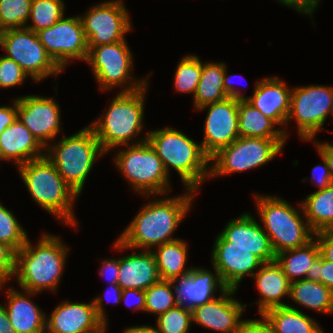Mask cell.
Masks as SVG:
<instances>
[{
	"label": "cell",
	"instance_id": "cell-1",
	"mask_svg": "<svg viewBox=\"0 0 333 333\" xmlns=\"http://www.w3.org/2000/svg\"><path fill=\"white\" fill-rule=\"evenodd\" d=\"M194 190L187 189L180 196L155 199L145 204L114 243L117 250H151L154 246L180 238L172 235L191 208ZM156 200V201H155Z\"/></svg>",
	"mask_w": 333,
	"mask_h": 333
},
{
	"label": "cell",
	"instance_id": "cell-2",
	"mask_svg": "<svg viewBox=\"0 0 333 333\" xmlns=\"http://www.w3.org/2000/svg\"><path fill=\"white\" fill-rule=\"evenodd\" d=\"M37 246L29 240L15 253L16 281L21 289L41 293L44 290L57 291L67 262L69 248L60 237L44 233Z\"/></svg>",
	"mask_w": 333,
	"mask_h": 333
},
{
	"label": "cell",
	"instance_id": "cell-3",
	"mask_svg": "<svg viewBox=\"0 0 333 333\" xmlns=\"http://www.w3.org/2000/svg\"><path fill=\"white\" fill-rule=\"evenodd\" d=\"M148 143L162 160L165 171L172 167L180 175L185 188L197 192L203 181L210 176V158L201 143L172 127L153 130L146 134Z\"/></svg>",
	"mask_w": 333,
	"mask_h": 333
},
{
	"label": "cell",
	"instance_id": "cell-4",
	"mask_svg": "<svg viewBox=\"0 0 333 333\" xmlns=\"http://www.w3.org/2000/svg\"><path fill=\"white\" fill-rule=\"evenodd\" d=\"M23 182L32 199L61 223L77 228L73 211L75 199L79 196L58 173L56 167L44 156L18 166Z\"/></svg>",
	"mask_w": 333,
	"mask_h": 333
},
{
	"label": "cell",
	"instance_id": "cell-5",
	"mask_svg": "<svg viewBox=\"0 0 333 333\" xmlns=\"http://www.w3.org/2000/svg\"><path fill=\"white\" fill-rule=\"evenodd\" d=\"M147 87L148 84L132 92H119L106 112L89 125L105 153L121 145H130L129 142L143 130Z\"/></svg>",
	"mask_w": 333,
	"mask_h": 333
},
{
	"label": "cell",
	"instance_id": "cell-6",
	"mask_svg": "<svg viewBox=\"0 0 333 333\" xmlns=\"http://www.w3.org/2000/svg\"><path fill=\"white\" fill-rule=\"evenodd\" d=\"M63 136L55 145L48 143L44 153L64 181L80 195L97 157L105 152L90 126L71 136Z\"/></svg>",
	"mask_w": 333,
	"mask_h": 333
},
{
	"label": "cell",
	"instance_id": "cell-7",
	"mask_svg": "<svg viewBox=\"0 0 333 333\" xmlns=\"http://www.w3.org/2000/svg\"><path fill=\"white\" fill-rule=\"evenodd\" d=\"M257 210L262 227L269 236L275 254L302 247L314 238L306 219L297 208L277 196L256 195Z\"/></svg>",
	"mask_w": 333,
	"mask_h": 333
},
{
	"label": "cell",
	"instance_id": "cell-8",
	"mask_svg": "<svg viewBox=\"0 0 333 333\" xmlns=\"http://www.w3.org/2000/svg\"><path fill=\"white\" fill-rule=\"evenodd\" d=\"M136 140L115 155L117 168L138 194L146 197L167 194L170 175L165 171L162 160L148 143L147 136Z\"/></svg>",
	"mask_w": 333,
	"mask_h": 333
},
{
	"label": "cell",
	"instance_id": "cell-9",
	"mask_svg": "<svg viewBox=\"0 0 333 333\" xmlns=\"http://www.w3.org/2000/svg\"><path fill=\"white\" fill-rule=\"evenodd\" d=\"M132 57V52L124 40L91 47L85 62L92 68L101 91L124 85V87L122 86L124 89L119 90V92H132L148 84L147 78L138 80L131 76Z\"/></svg>",
	"mask_w": 333,
	"mask_h": 333
},
{
	"label": "cell",
	"instance_id": "cell-10",
	"mask_svg": "<svg viewBox=\"0 0 333 333\" xmlns=\"http://www.w3.org/2000/svg\"><path fill=\"white\" fill-rule=\"evenodd\" d=\"M285 143L286 139L239 137L210 158L209 178L262 166L275 158Z\"/></svg>",
	"mask_w": 333,
	"mask_h": 333
},
{
	"label": "cell",
	"instance_id": "cell-11",
	"mask_svg": "<svg viewBox=\"0 0 333 333\" xmlns=\"http://www.w3.org/2000/svg\"><path fill=\"white\" fill-rule=\"evenodd\" d=\"M0 46L6 57L21 66L28 78L39 82L48 76H57L62 69L47 54L36 32L21 28L2 31Z\"/></svg>",
	"mask_w": 333,
	"mask_h": 333
},
{
	"label": "cell",
	"instance_id": "cell-12",
	"mask_svg": "<svg viewBox=\"0 0 333 333\" xmlns=\"http://www.w3.org/2000/svg\"><path fill=\"white\" fill-rule=\"evenodd\" d=\"M333 87L322 85L299 86L292 88L290 112L286 124L295 119L301 139L312 141L331 114Z\"/></svg>",
	"mask_w": 333,
	"mask_h": 333
},
{
	"label": "cell",
	"instance_id": "cell-13",
	"mask_svg": "<svg viewBox=\"0 0 333 333\" xmlns=\"http://www.w3.org/2000/svg\"><path fill=\"white\" fill-rule=\"evenodd\" d=\"M47 54L64 71L72 59L86 61L88 41L78 16H64L49 28L36 32Z\"/></svg>",
	"mask_w": 333,
	"mask_h": 333
},
{
	"label": "cell",
	"instance_id": "cell-14",
	"mask_svg": "<svg viewBox=\"0 0 333 333\" xmlns=\"http://www.w3.org/2000/svg\"><path fill=\"white\" fill-rule=\"evenodd\" d=\"M80 16L88 48L124 41L132 29L130 16L122 0L106 1Z\"/></svg>",
	"mask_w": 333,
	"mask_h": 333
},
{
	"label": "cell",
	"instance_id": "cell-15",
	"mask_svg": "<svg viewBox=\"0 0 333 333\" xmlns=\"http://www.w3.org/2000/svg\"><path fill=\"white\" fill-rule=\"evenodd\" d=\"M208 108V109H207ZM208 110L201 147L211 158L220 149L239 138L238 100L227 98L205 105L197 111Z\"/></svg>",
	"mask_w": 333,
	"mask_h": 333
},
{
	"label": "cell",
	"instance_id": "cell-16",
	"mask_svg": "<svg viewBox=\"0 0 333 333\" xmlns=\"http://www.w3.org/2000/svg\"><path fill=\"white\" fill-rule=\"evenodd\" d=\"M17 120L24 124L35 139L44 147L56 138L60 126L59 104L52 97L40 95H25L17 97Z\"/></svg>",
	"mask_w": 333,
	"mask_h": 333
},
{
	"label": "cell",
	"instance_id": "cell-17",
	"mask_svg": "<svg viewBox=\"0 0 333 333\" xmlns=\"http://www.w3.org/2000/svg\"><path fill=\"white\" fill-rule=\"evenodd\" d=\"M211 260L227 288L237 289L245 275H254L264 262L249 250L241 247H229V242L217 235Z\"/></svg>",
	"mask_w": 333,
	"mask_h": 333
},
{
	"label": "cell",
	"instance_id": "cell-18",
	"mask_svg": "<svg viewBox=\"0 0 333 333\" xmlns=\"http://www.w3.org/2000/svg\"><path fill=\"white\" fill-rule=\"evenodd\" d=\"M238 289L227 288L218 298L194 307L192 322L222 333H237L247 304L233 298Z\"/></svg>",
	"mask_w": 333,
	"mask_h": 333
},
{
	"label": "cell",
	"instance_id": "cell-19",
	"mask_svg": "<svg viewBox=\"0 0 333 333\" xmlns=\"http://www.w3.org/2000/svg\"><path fill=\"white\" fill-rule=\"evenodd\" d=\"M105 328L93 301L88 304L63 301L46 318L47 333H101Z\"/></svg>",
	"mask_w": 333,
	"mask_h": 333
},
{
	"label": "cell",
	"instance_id": "cell-20",
	"mask_svg": "<svg viewBox=\"0 0 333 333\" xmlns=\"http://www.w3.org/2000/svg\"><path fill=\"white\" fill-rule=\"evenodd\" d=\"M211 271L194 267L189 273L172 279L176 303L178 306L193 309L215 298L216 289L223 292L227 287L222 282L218 270ZM178 281V284H176ZM176 285H175V284Z\"/></svg>",
	"mask_w": 333,
	"mask_h": 333
},
{
	"label": "cell",
	"instance_id": "cell-21",
	"mask_svg": "<svg viewBox=\"0 0 333 333\" xmlns=\"http://www.w3.org/2000/svg\"><path fill=\"white\" fill-rule=\"evenodd\" d=\"M253 217L246 212L237 219H231L220 234L229 242V247L245 248L264 263L275 261L276 254L269 236Z\"/></svg>",
	"mask_w": 333,
	"mask_h": 333
},
{
	"label": "cell",
	"instance_id": "cell-22",
	"mask_svg": "<svg viewBox=\"0 0 333 333\" xmlns=\"http://www.w3.org/2000/svg\"><path fill=\"white\" fill-rule=\"evenodd\" d=\"M291 93L292 89L274 76L258 80L246 101L282 128L290 112Z\"/></svg>",
	"mask_w": 333,
	"mask_h": 333
},
{
	"label": "cell",
	"instance_id": "cell-23",
	"mask_svg": "<svg viewBox=\"0 0 333 333\" xmlns=\"http://www.w3.org/2000/svg\"><path fill=\"white\" fill-rule=\"evenodd\" d=\"M45 148L18 120L0 134V160L14 161L18 167L45 156Z\"/></svg>",
	"mask_w": 333,
	"mask_h": 333
},
{
	"label": "cell",
	"instance_id": "cell-24",
	"mask_svg": "<svg viewBox=\"0 0 333 333\" xmlns=\"http://www.w3.org/2000/svg\"><path fill=\"white\" fill-rule=\"evenodd\" d=\"M119 258L117 284L124 289L146 290L161 280L152 250Z\"/></svg>",
	"mask_w": 333,
	"mask_h": 333
},
{
	"label": "cell",
	"instance_id": "cell-25",
	"mask_svg": "<svg viewBox=\"0 0 333 333\" xmlns=\"http://www.w3.org/2000/svg\"><path fill=\"white\" fill-rule=\"evenodd\" d=\"M22 292L10 287L7 292V311L10 324L16 333H46V314L27 296L36 292ZM27 295V296H26Z\"/></svg>",
	"mask_w": 333,
	"mask_h": 333
},
{
	"label": "cell",
	"instance_id": "cell-26",
	"mask_svg": "<svg viewBox=\"0 0 333 333\" xmlns=\"http://www.w3.org/2000/svg\"><path fill=\"white\" fill-rule=\"evenodd\" d=\"M252 277L256 279V287L261 295L256 302L260 315L268 309L287 306L280 299L285 295L290 297V281L276 261L264 263Z\"/></svg>",
	"mask_w": 333,
	"mask_h": 333
},
{
	"label": "cell",
	"instance_id": "cell-27",
	"mask_svg": "<svg viewBox=\"0 0 333 333\" xmlns=\"http://www.w3.org/2000/svg\"><path fill=\"white\" fill-rule=\"evenodd\" d=\"M260 316L272 327L274 333H324L315 319L293 305L274 307Z\"/></svg>",
	"mask_w": 333,
	"mask_h": 333
},
{
	"label": "cell",
	"instance_id": "cell-28",
	"mask_svg": "<svg viewBox=\"0 0 333 333\" xmlns=\"http://www.w3.org/2000/svg\"><path fill=\"white\" fill-rule=\"evenodd\" d=\"M239 137L263 139H287L285 128H274L276 124L246 100H238Z\"/></svg>",
	"mask_w": 333,
	"mask_h": 333
},
{
	"label": "cell",
	"instance_id": "cell-29",
	"mask_svg": "<svg viewBox=\"0 0 333 333\" xmlns=\"http://www.w3.org/2000/svg\"><path fill=\"white\" fill-rule=\"evenodd\" d=\"M303 216L310 229L316 233L333 230V183L322 190H317L300 202Z\"/></svg>",
	"mask_w": 333,
	"mask_h": 333
},
{
	"label": "cell",
	"instance_id": "cell-30",
	"mask_svg": "<svg viewBox=\"0 0 333 333\" xmlns=\"http://www.w3.org/2000/svg\"><path fill=\"white\" fill-rule=\"evenodd\" d=\"M289 298L306 308L333 313V291L320 282L307 279L290 282Z\"/></svg>",
	"mask_w": 333,
	"mask_h": 333
},
{
	"label": "cell",
	"instance_id": "cell-31",
	"mask_svg": "<svg viewBox=\"0 0 333 333\" xmlns=\"http://www.w3.org/2000/svg\"><path fill=\"white\" fill-rule=\"evenodd\" d=\"M152 250L161 280H172L189 273L193 267L186 268L188 246L182 239L164 243Z\"/></svg>",
	"mask_w": 333,
	"mask_h": 333
},
{
	"label": "cell",
	"instance_id": "cell-32",
	"mask_svg": "<svg viewBox=\"0 0 333 333\" xmlns=\"http://www.w3.org/2000/svg\"><path fill=\"white\" fill-rule=\"evenodd\" d=\"M319 256L320 248L316 239L313 238L302 247L276 254L275 261L282 268L288 280L293 282L305 279L311 265Z\"/></svg>",
	"mask_w": 333,
	"mask_h": 333
},
{
	"label": "cell",
	"instance_id": "cell-33",
	"mask_svg": "<svg viewBox=\"0 0 333 333\" xmlns=\"http://www.w3.org/2000/svg\"><path fill=\"white\" fill-rule=\"evenodd\" d=\"M224 73L225 63L207 62L203 64L200 81L193 97L196 110L205 105L229 98L224 91Z\"/></svg>",
	"mask_w": 333,
	"mask_h": 333
},
{
	"label": "cell",
	"instance_id": "cell-34",
	"mask_svg": "<svg viewBox=\"0 0 333 333\" xmlns=\"http://www.w3.org/2000/svg\"><path fill=\"white\" fill-rule=\"evenodd\" d=\"M63 0H32L29 19L32 25L25 28L37 32L51 27L64 16Z\"/></svg>",
	"mask_w": 333,
	"mask_h": 333
},
{
	"label": "cell",
	"instance_id": "cell-35",
	"mask_svg": "<svg viewBox=\"0 0 333 333\" xmlns=\"http://www.w3.org/2000/svg\"><path fill=\"white\" fill-rule=\"evenodd\" d=\"M203 70V63L196 55H186L180 59L175 74L174 86L177 92L196 93Z\"/></svg>",
	"mask_w": 333,
	"mask_h": 333
},
{
	"label": "cell",
	"instance_id": "cell-36",
	"mask_svg": "<svg viewBox=\"0 0 333 333\" xmlns=\"http://www.w3.org/2000/svg\"><path fill=\"white\" fill-rule=\"evenodd\" d=\"M171 280H159L145 290V311L157 317L177 305Z\"/></svg>",
	"mask_w": 333,
	"mask_h": 333
},
{
	"label": "cell",
	"instance_id": "cell-37",
	"mask_svg": "<svg viewBox=\"0 0 333 333\" xmlns=\"http://www.w3.org/2000/svg\"><path fill=\"white\" fill-rule=\"evenodd\" d=\"M32 0H0V30L25 28Z\"/></svg>",
	"mask_w": 333,
	"mask_h": 333
},
{
	"label": "cell",
	"instance_id": "cell-38",
	"mask_svg": "<svg viewBox=\"0 0 333 333\" xmlns=\"http://www.w3.org/2000/svg\"><path fill=\"white\" fill-rule=\"evenodd\" d=\"M27 239V232L16 217L0 203V243L7 245L16 253L26 244Z\"/></svg>",
	"mask_w": 333,
	"mask_h": 333
},
{
	"label": "cell",
	"instance_id": "cell-39",
	"mask_svg": "<svg viewBox=\"0 0 333 333\" xmlns=\"http://www.w3.org/2000/svg\"><path fill=\"white\" fill-rule=\"evenodd\" d=\"M156 333H189L192 310L176 305L157 317Z\"/></svg>",
	"mask_w": 333,
	"mask_h": 333
},
{
	"label": "cell",
	"instance_id": "cell-40",
	"mask_svg": "<svg viewBox=\"0 0 333 333\" xmlns=\"http://www.w3.org/2000/svg\"><path fill=\"white\" fill-rule=\"evenodd\" d=\"M27 74L23 71L13 59L2 55L0 58V89L12 88L23 84L27 78Z\"/></svg>",
	"mask_w": 333,
	"mask_h": 333
},
{
	"label": "cell",
	"instance_id": "cell-41",
	"mask_svg": "<svg viewBox=\"0 0 333 333\" xmlns=\"http://www.w3.org/2000/svg\"><path fill=\"white\" fill-rule=\"evenodd\" d=\"M305 279L320 282L333 291V262L320 255L311 265Z\"/></svg>",
	"mask_w": 333,
	"mask_h": 333
},
{
	"label": "cell",
	"instance_id": "cell-42",
	"mask_svg": "<svg viewBox=\"0 0 333 333\" xmlns=\"http://www.w3.org/2000/svg\"><path fill=\"white\" fill-rule=\"evenodd\" d=\"M14 272L15 252L7 245L0 243V289L10 277H14Z\"/></svg>",
	"mask_w": 333,
	"mask_h": 333
},
{
	"label": "cell",
	"instance_id": "cell-43",
	"mask_svg": "<svg viewBox=\"0 0 333 333\" xmlns=\"http://www.w3.org/2000/svg\"><path fill=\"white\" fill-rule=\"evenodd\" d=\"M319 155L323 161V165L317 164L316 166H314V168L312 169V177L310 178V181L312 183L316 181L315 186L319 187L318 190H322L330 186L333 183V179L326 159L320 153Z\"/></svg>",
	"mask_w": 333,
	"mask_h": 333
},
{
	"label": "cell",
	"instance_id": "cell-44",
	"mask_svg": "<svg viewBox=\"0 0 333 333\" xmlns=\"http://www.w3.org/2000/svg\"><path fill=\"white\" fill-rule=\"evenodd\" d=\"M110 295H112V298H109V296H105L108 300L110 301V299L114 302V304H119L121 303V296H122V291L123 289L118 285V284H110ZM109 291L107 292L109 294ZM112 292V294H111ZM107 295V294H105ZM103 298L102 296H98L96 298H94L93 300V303H94V306H95V310H96V313H97V316L106 324V327H107V318H106V312L104 310V305H103Z\"/></svg>",
	"mask_w": 333,
	"mask_h": 333
},
{
	"label": "cell",
	"instance_id": "cell-45",
	"mask_svg": "<svg viewBox=\"0 0 333 333\" xmlns=\"http://www.w3.org/2000/svg\"><path fill=\"white\" fill-rule=\"evenodd\" d=\"M314 238L318 242L320 255L333 262V230H324L314 233Z\"/></svg>",
	"mask_w": 333,
	"mask_h": 333
},
{
	"label": "cell",
	"instance_id": "cell-46",
	"mask_svg": "<svg viewBox=\"0 0 333 333\" xmlns=\"http://www.w3.org/2000/svg\"><path fill=\"white\" fill-rule=\"evenodd\" d=\"M260 318L244 320L237 333H274L267 321L262 316Z\"/></svg>",
	"mask_w": 333,
	"mask_h": 333
},
{
	"label": "cell",
	"instance_id": "cell-47",
	"mask_svg": "<svg viewBox=\"0 0 333 333\" xmlns=\"http://www.w3.org/2000/svg\"><path fill=\"white\" fill-rule=\"evenodd\" d=\"M136 298L134 299L135 302L134 304H132V302L130 300V298ZM132 298V299H133ZM121 301L125 302L124 304H126V307H133L132 309H135L136 311H145V291L144 290H139V289H124L122 291V296H121ZM133 306H132V305Z\"/></svg>",
	"mask_w": 333,
	"mask_h": 333
},
{
	"label": "cell",
	"instance_id": "cell-48",
	"mask_svg": "<svg viewBox=\"0 0 333 333\" xmlns=\"http://www.w3.org/2000/svg\"><path fill=\"white\" fill-rule=\"evenodd\" d=\"M281 4L285 6L292 7L299 13L306 15H313L316 7H318L321 0H278Z\"/></svg>",
	"mask_w": 333,
	"mask_h": 333
},
{
	"label": "cell",
	"instance_id": "cell-49",
	"mask_svg": "<svg viewBox=\"0 0 333 333\" xmlns=\"http://www.w3.org/2000/svg\"><path fill=\"white\" fill-rule=\"evenodd\" d=\"M13 106H0V134L17 120V98L13 99Z\"/></svg>",
	"mask_w": 333,
	"mask_h": 333
},
{
	"label": "cell",
	"instance_id": "cell-50",
	"mask_svg": "<svg viewBox=\"0 0 333 333\" xmlns=\"http://www.w3.org/2000/svg\"><path fill=\"white\" fill-rule=\"evenodd\" d=\"M103 267L100 270L101 276H106L111 284H117L119 271V258L103 260Z\"/></svg>",
	"mask_w": 333,
	"mask_h": 333
},
{
	"label": "cell",
	"instance_id": "cell-51",
	"mask_svg": "<svg viewBox=\"0 0 333 333\" xmlns=\"http://www.w3.org/2000/svg\"><path fill=\"white\" fill-rule=\"evenodd\" d=\"M227 66L225 65V73L223 76L224 81V91L229 98H234L236 100H246L248 97L243 96L240 90L234 88L232 83V75L227 74Z\"/></svg>",
	"mask_w": 333,
	"mask_h": 333
},
{
	"label": "cell",
	"instance_id": "cell-52",
	"mask_svg": "<svg viewBox=\"0 0 333 333\" xmlns=\"http://www.w3.org/2000/svg\"><path fill=\"white\" fill-rule=\"evenodd\" d=\"M313 143H315V146L317 147L318 153H320L321 155L324 156V158L326 159L327 163H328V167L330 169V173L333 179V144L331 143H322V142H316L313 141Z\"/></svg>",
	"mask_w": 333,
	"mask_h": 333
},
{
	"label": "cell",
	"instance_id": "cell-53",
	"mask_svg": "<svg viewBox=\"0 0 333 333\" xmlns=\"http://www.w3.org/2000/svg\"><path fill=\"white\" fill-rule=\"evenodd\" d=\"M0 333H16L15 329L12 328L10 320L5 309L0 303Z\"/></svg>",
	"mask_w": 333,
	"mask_h": 333
},
{
	"label": "cell",
	"instance_id": "cell-54",
	"mask_svg": "<svg viewBox=\"0 0 333 333\" xmlns=\"http://www.w3.org/2000/svg\"><path fill=\"white\" fill-rule=\"evenodd\" d=\"M124 333H156L155 328L150 325L130 326L124 330Z\"/></svg>",
	"mask_w": 333,
	"mask_h": 333
}]
</instances>
